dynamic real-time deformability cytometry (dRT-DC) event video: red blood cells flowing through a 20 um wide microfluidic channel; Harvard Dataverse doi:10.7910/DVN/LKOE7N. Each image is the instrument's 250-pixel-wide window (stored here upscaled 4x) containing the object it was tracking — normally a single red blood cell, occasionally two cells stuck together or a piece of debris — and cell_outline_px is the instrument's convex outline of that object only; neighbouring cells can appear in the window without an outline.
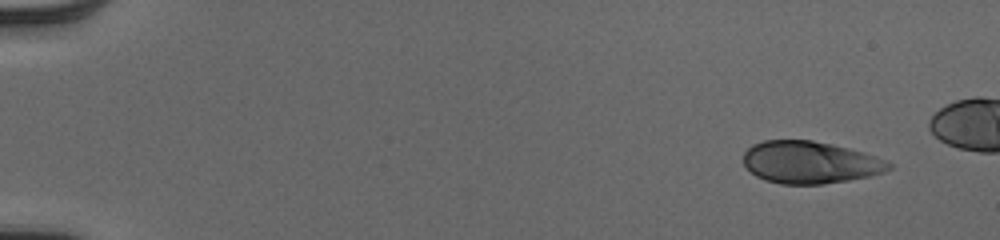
{"species": "human", "species_latin": "Homo sapiens", "temperature_condition": "cold", "stored_images_in_passage": 46, "camera_frame_rate_fps": 3000, "um_per_image_px": 0.085, "donor": {"sex": "male"}, "frame": {"image": 1, "passage_image": 1, "time_ms": 0.0, "image_size_px": [1000, 240], "cell_outline_px": [[892, 168], [884, 172], [868, 176], [848, 180], [824, 184], [780, 184], [764, 180], [756, 176], [744, 164], [744, 152], [752, 144], [764, 140], [812, 140], [832, 144], [864, 152], [876, 156], [892, 164]], "centroid_in_image_um": [68.84, 13.8], "position_along_channel_um": 16.2, "area_um2": 35.78}}
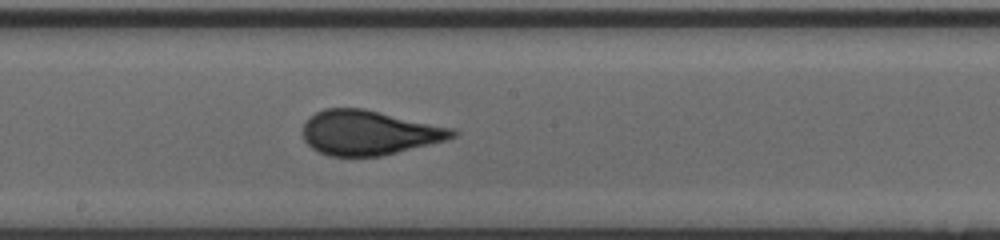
{"frame": {"image": 2, "passage_image": 27, "time_ms": 8.667, "image_size_px": [1000, 240], "cell_outline_px": [[460, 132], [456, 136], [448, 140], [380, 156], [328, 156], [312, 148], [304, 140], [304, 124], [308, 116], [324, 108], [364, 108], [456, 128]], "centroid_in_image_um": [31.41, 11.26], "position_along_channel_um": 216.8, "area_um2": 39.25}}
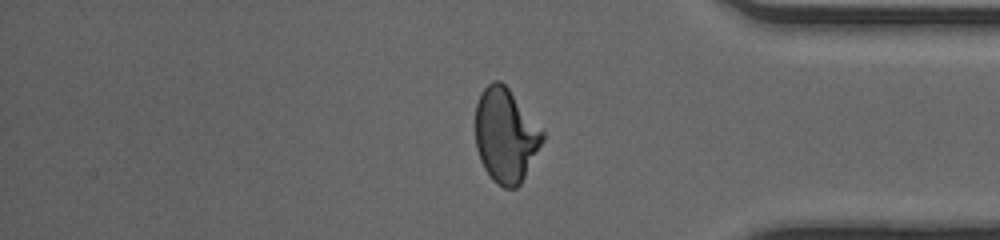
{"frame": {"image": 3, "passage_image": 41, "time_ms": 13.333, "image_size_px": [1000, 240], "cell_outline_px": [[544, 140], [520, 184], [516, 188], [504, 188], [496, 184], [492, 180], [484, 168], [480, 160], [476, 148], [476, 104], [480, 92], [492, 80], [500, 80], [508, 88], [544, 132]], "centroid_in_image_um": [42.96, 11.51], "position_along_channel_um": 392.2, "area_um2": 36.65}}